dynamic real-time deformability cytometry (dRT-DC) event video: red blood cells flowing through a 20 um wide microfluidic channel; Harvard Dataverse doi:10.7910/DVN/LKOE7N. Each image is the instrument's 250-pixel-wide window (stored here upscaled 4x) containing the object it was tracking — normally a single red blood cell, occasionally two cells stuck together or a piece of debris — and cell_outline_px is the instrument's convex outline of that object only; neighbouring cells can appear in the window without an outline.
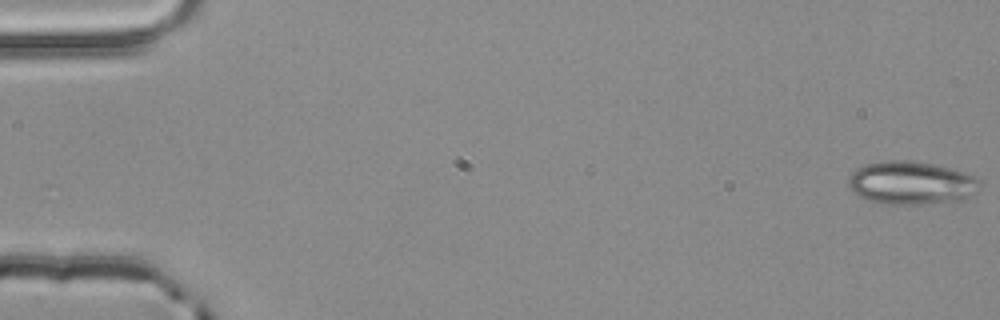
{"species": "common noctule bat (a hibernating species)", "species_latin": "Nyctalus noctula", "temperature_condition": "room temperature", "stored_images_in_passage": 55, "camera_frame_rate_fps": 3000, "um_per_image_px": 0.085, "animal": {"sex": "male", "body_mass_g": 20.4}, "frame": {"image": 1, "passage_image": 1, "time_ms": 0.0, "image_size_px": [1000, 320], "cell_outline_px": [[980, 188], [972, 196], [964, 200], [920, 204], [880, 204], [860, 196], [848, 184], [848, 176], [856, 168], [864, 164], [884, 160], [908, 160], [932, 164], [964, 172], [980, 180]], "centroid_in_image_um": [77.46, 15.55], "position_along_channel_um": 7.5, "area_um2": 33.12}}
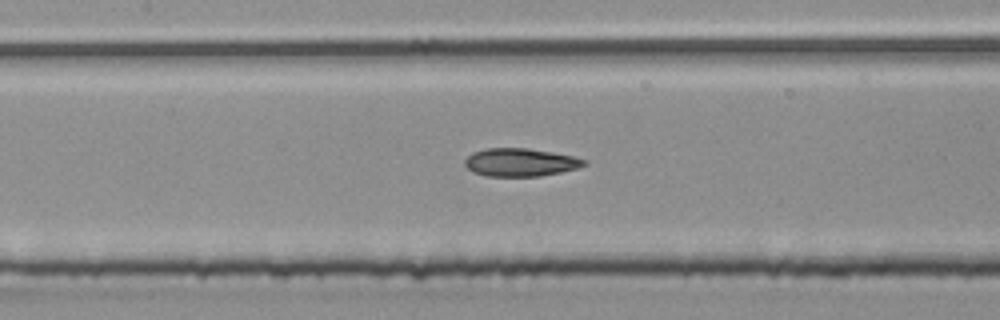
{"frame": {"image": 2, "passage_image": 26, "time_ms": 8.333, "image_size_px": [1000, 320], "cell_outline_px": [[588, 164], [580, 168], [540, 176], [488, 176], [472, 172], [464, 164], [464, 160], [472, 152], [484, 148], [528, 148], [552, 152], [572, 156], [588, 160]], "centroid_in_image_um": [44.24, 13.79], "position_along_channel_um": 163.2, "area_um2": 19.65}}
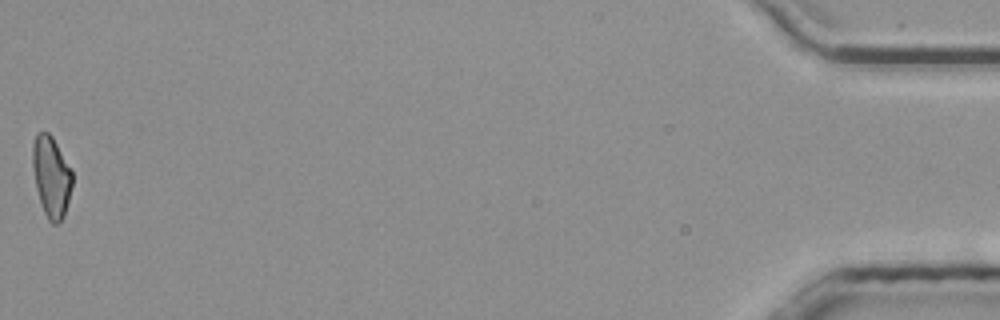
{"frame": {"image": 3, "passage_image": 55, "time_ms": 18.0, "image_size_px": [1000, 320], "cell_outline_px": [[72, 184], [64, 216], [56, 224], [52, 224], [48, 220], [44, 212], [36, 188], [32, 164], [32, 144], [36, 136], [40, 132], [48, 132], [52, 136], [72, 172]], "centroid_in_image_um": [4.34, 15.02], "position_along_channel_um": 430.9, "area_um2": 18.38}, "authors_computed_cell_mechanics": {"area_um2": 19.652, "velocity_mm_per_s": 3.8428, "shape_relaxation_time_tau1_ms": null, "shape_relaxation_time_tau2_ms": 2.4549, "deformation_change_tau1": null, "deformation_change_tau2": 0.0735}}